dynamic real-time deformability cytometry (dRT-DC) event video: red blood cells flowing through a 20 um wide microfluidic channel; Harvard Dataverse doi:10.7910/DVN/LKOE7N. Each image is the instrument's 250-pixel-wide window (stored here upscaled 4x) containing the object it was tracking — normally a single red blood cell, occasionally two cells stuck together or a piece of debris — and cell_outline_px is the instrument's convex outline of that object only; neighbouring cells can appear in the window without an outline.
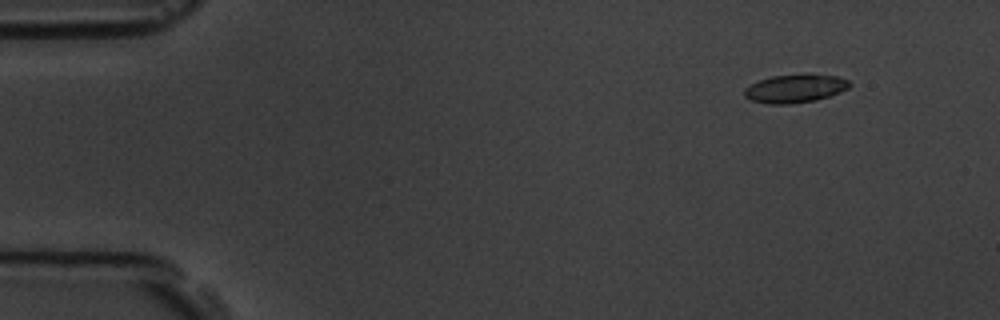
{"species": "common noctule bat (a hibernating species)", "species_latin": "Nyctalus noctula", "temperature_condition": "room temperature", "stored_images_in_passage": 3, "camera_frame_rate_fps": 3000, "um_per_image_px": 0.085, "animal": {"sex": "male", "body_mass_g": 19.5, "forearm_length_mm": 54.6}, "frame": {"image": 1, "passage_image": 1, "time_ms": 0.0, "image_size_px": [1000, 320], "cell_outline_px": [[852, 84], [848, 88], [840, 92], [816, 100], [788, 104], [768, 104], [752, 100], [744, 96], [744, 88], [760, 80], [772, 76], [836, 76], [848, 80]], "centroid_in_image_um": [67.56, 7.56], "position_along_channel_um": 17.4, "area_um2": 16.7}}
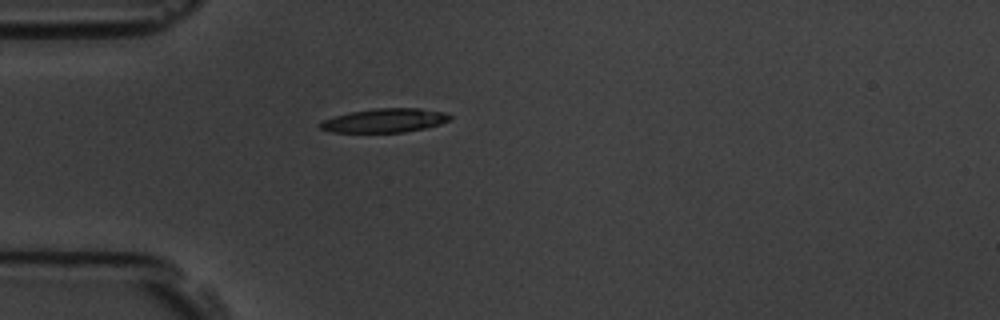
{"frame": {"image": 2, "passage_image": 3, "time_ms": 3.333, "image_size_px": [1000, 320], "cell_outline_px": [[452, 120], [440, 124], [424, 128], [404, 132], [332, 132], [320, 128], [316, 124], [332, 116], [352, 112], [376, 108], [420, 108], [444, 112], [452, 116]], "centroid_in_image_um": [32.71, 10.24], "position_along_channel_um": 52.3, "area_um2": 18.09}}